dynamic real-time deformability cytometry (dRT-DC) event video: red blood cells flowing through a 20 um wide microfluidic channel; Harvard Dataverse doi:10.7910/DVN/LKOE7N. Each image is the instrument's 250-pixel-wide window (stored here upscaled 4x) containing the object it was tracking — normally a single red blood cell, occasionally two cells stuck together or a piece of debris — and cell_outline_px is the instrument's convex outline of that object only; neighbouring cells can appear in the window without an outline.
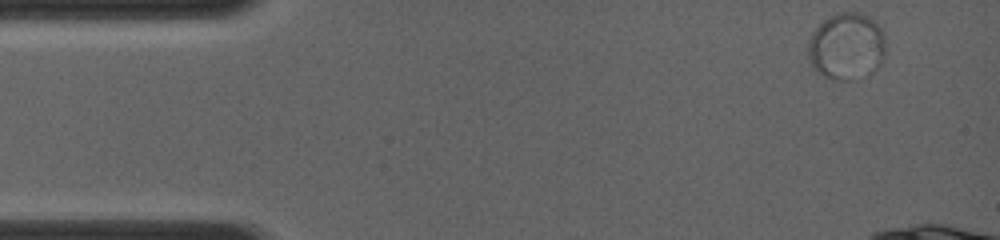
{"species": "common noctule bat (a hibernating species)", "species_latin": "Nyctalus noctula", "temperature_condition": "room temperature", "stored_images_in_passage": 47, "camera_frame_rate_fps": 4000, "um_per_image_px": 0.085, "animal": {"sex": "female", "body_mass_g": 19.0, "forearm_length_mm": 56.7}, "frame": {"image": 1, "passage_image": 1, "time_ms": 0.0, "image_size_px": [1000, 240], "cell_outline_px": [[884, 52], [880, 64], [872, 72], [836, 80], [824, 76], [812, 64], [808, 56], [808, 40], [812, 32], [824, 20], [840, 12], [860, 12], [868, 16], [880, 28], [884, 36]], "centroid_in_image_um": [71.94, 3.89], "position_along_channel_um": 13.1, "area_um2": 29.42}}
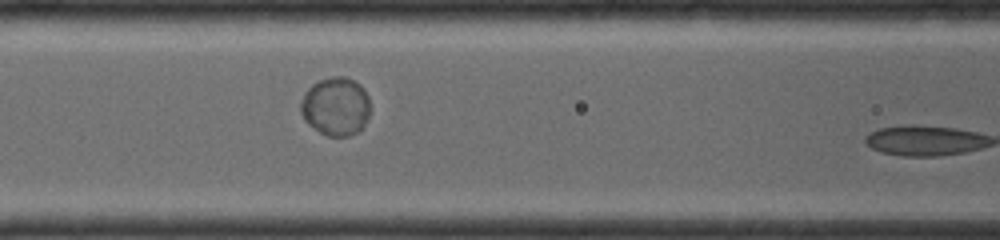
{"frame": {"image": 2, "passage_image": 20, "time_ms": 5.0, "image_size_px": [1000, 240], "cell_outline_px": [[368, 116], [364, 124], [356, 132], [348, 136], [328, 136], [320, 132], [308, 124], [304, 120], [300, 112], [300, 100], [304, 92], [312, 84], [320, 80], [332, 76], [344, 76], [360, 84], [364, 88], [368, 96]], "centroid_in_image_um": [28.49, 9.03], "position_along_channel_um": 138.1, "area_um2": 23.64}}
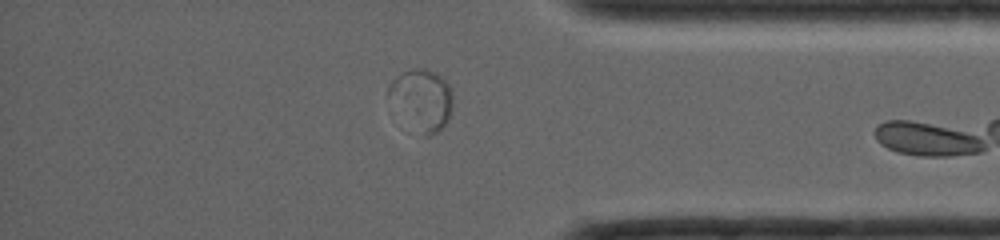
{"frame": {"image": 3, "passage_image": 43, "time_ms": 11.0, "image_size_px": [1000, 240], "cell_outline_px": [[452, 104], [448, 120], [436, 132], [428, 136], [424, 136], [388, 92], [388, 84], [396, 76], [412, 68], [420, 68], [436, 72], [452, 88]], "centroid_in_image_um": [35.95, 8.37], "position_along_channel_um": 399.3, "area_um2": 21.27}}